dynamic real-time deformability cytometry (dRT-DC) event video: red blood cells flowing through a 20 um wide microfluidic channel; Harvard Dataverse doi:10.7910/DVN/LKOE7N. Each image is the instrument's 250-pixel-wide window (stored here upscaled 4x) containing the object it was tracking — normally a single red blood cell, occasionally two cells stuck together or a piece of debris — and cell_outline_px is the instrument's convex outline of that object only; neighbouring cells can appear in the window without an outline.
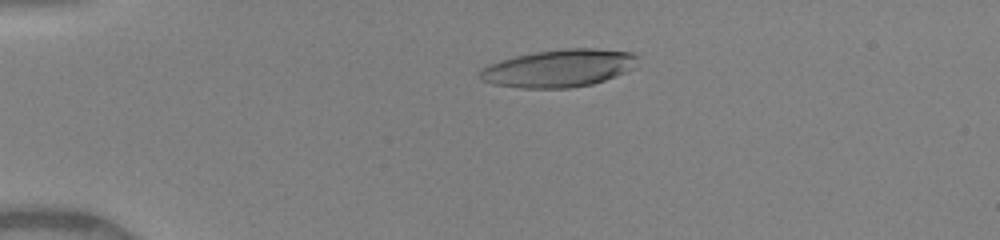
{"species": "human", "species_latin": "Homo sapiens", "temperature_condition": "warm", "stored_images_in_passage": 50, "camera_frame_rate_fps": 3000, "um_per_image_px": 0.085, "donor": {"sex": "female"}, "frame": {"image": 1, "passage_image": 12, "time_ms": 3.667, "image_size_px": [1000, 240], "cell_outline_px": [[640, 56], [636, 68], [604, 80], [592, 84], [568, 88], [520, 88], [496, 84], [480, 80], [480, 72], [488, 64], [500, 60], [516, 56], [536, 52], [568, 48], [596, 48], [632, 52]], "centroid_in_image_um": [47.57, 5.79], "position_along_channel_um": 37.4, "area_um2": 34.62}}
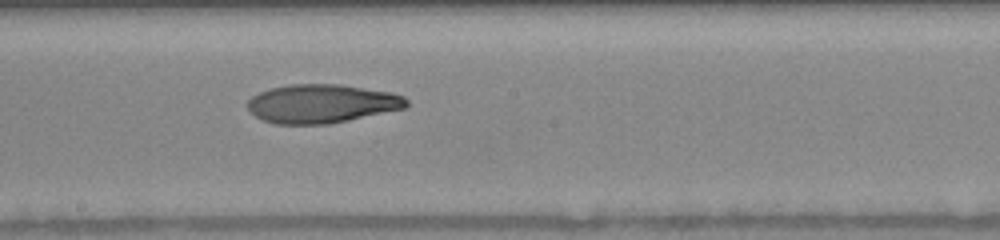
{"frame": {"image": 2, "passage_image": 29, "time_ms": 9.333, "image_size_px": [1000, 240], "cell_outline_px": [[408, 108], [328, 124], [272, 124], [256, 116], [248, 108], [248, 100], [252, 96], [260, 92], [272, 88], [288, 84], [340, 84], [392, 92], [404, 96], [408, 100]], "centroid_in_image_um": [27.39, 8.81], "position_along_channel_um": 220.8, "area_um2": 35.95}}
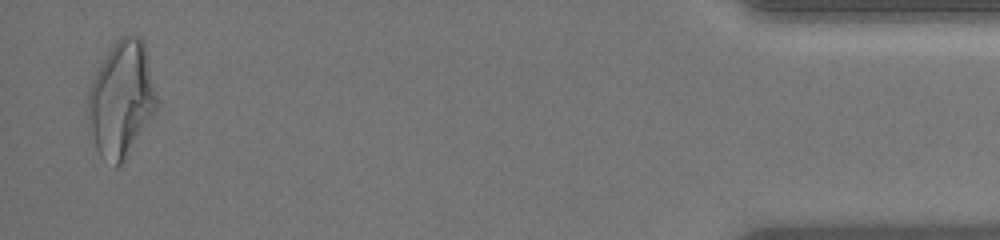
{"frame": {"image": 3, "passage_image": 49, "time_ms": 16.0, "image_size_px": [1000, 240], "cell_outline_px": [[160, 108], [120, 164], [116, 168], [100, 156], [96, 148], [88, 116], [88, 92], [96, 72], [100, 64], [112, 44], [120, 36], [140, 36], [144, 44]], "centroid_in_image_um": [10.34, 8.42], "position_along_channel_um": 424.9, "area_um2": 46.01}, "authors_computed_cell_mechanics": {"area_um2": 36.0383, "velocity_mm_per_s": 4.1229, "shape_relaxation_time_tau1_ms": null, "shape_relaxation_time_tau2_ms": 9.7995, "deformation_change_tau1": null, "deformation_change_tau2": 0.2268}}